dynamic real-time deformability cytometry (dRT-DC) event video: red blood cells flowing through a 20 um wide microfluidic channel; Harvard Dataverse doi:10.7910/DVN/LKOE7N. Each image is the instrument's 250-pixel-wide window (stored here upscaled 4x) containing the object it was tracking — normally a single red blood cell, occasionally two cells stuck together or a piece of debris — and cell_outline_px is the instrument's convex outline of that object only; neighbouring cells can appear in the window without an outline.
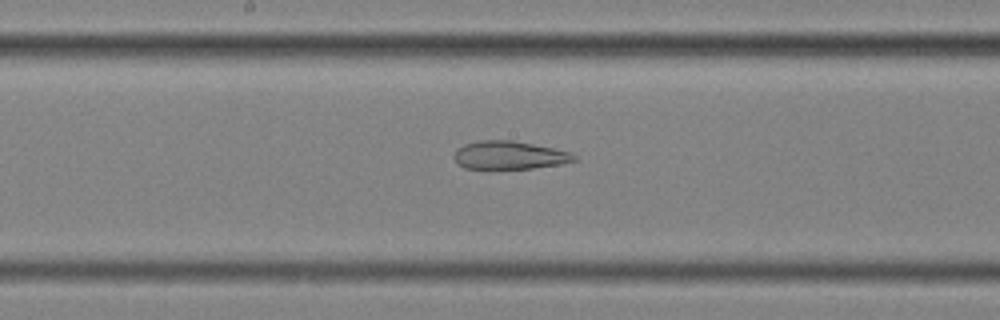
{"species": "common noctule bat (a hibernating species)", "species_latin": "Nyctalus noctula", "temperature_condition": "cold", "stored_images_in_passage": 54, "camera_frame_rate_fps": 3000, "um_per_image_px": 0.085, "animal": {"sex": "female", "body_mass_g": 25.1}, "frame": {"image": 1, "passage_image": 31, "time_ms": 10.0, "image_size_px": [1000, 320], "cell_outline_px": [[576, 160], [560, 164], [532, 168], [496, 172], [464, 168], [456, 164], [452, 156], [456, 148], [464, 144], [480, 140], [512, 140], [572, 152], [576, 156]], "centroid_in_image_um": [43.19, 13.24], "position_along_channel_um": 205.0, "area_um2": 20.69}}
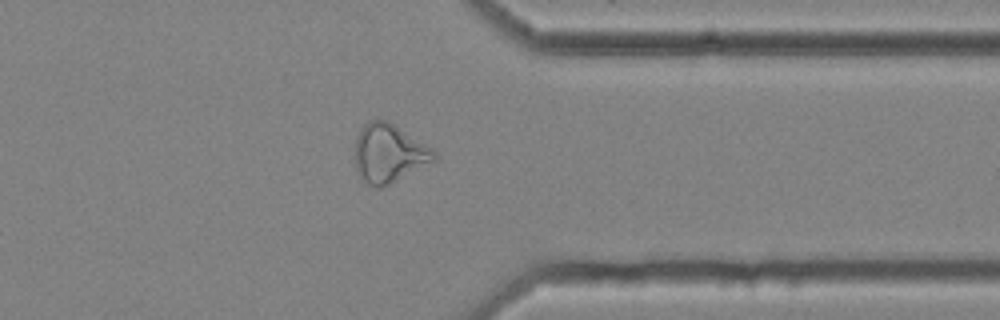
{"frame": {"image": 2, "passage_image": 46, "time_ms": 15.0, "image_size_px": [1000, 320], "cell_outline_px": [[436, 160], [380, 188], [376, 188], [360, 180], [356, 172], [356, 136], [360, 128], [368, 120], [388, 120], [432, 148], [436, 152]], "centroid_in_image_um": [33.03, 13.02], "position_along_channel_um": 378.4, "area_um2": 26.93}}